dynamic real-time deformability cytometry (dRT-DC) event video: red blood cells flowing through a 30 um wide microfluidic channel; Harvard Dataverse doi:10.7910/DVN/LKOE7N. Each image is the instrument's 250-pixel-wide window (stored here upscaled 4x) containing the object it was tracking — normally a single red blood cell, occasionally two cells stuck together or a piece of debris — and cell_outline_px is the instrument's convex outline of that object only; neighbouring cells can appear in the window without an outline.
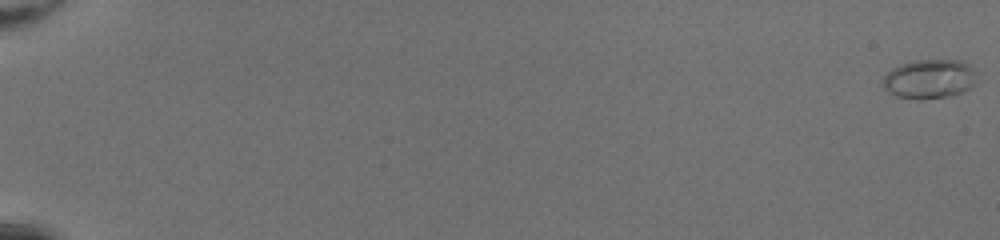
{"species": "common noctule bat (a hibernating species)", "species_latin": "Nyctalus noctula", "temperature_condition": "room temperature", "stored_images_in_passage": 52, "camera_frame_rate_fps": 3000, "um_per_image_px": 0.085, "animal": {"sex": "female", "body_mass_g": 20.0, "forearm_length_mm": 54.0}, "frame": {"image": 1, "passage_image": 1, "time_ms": 0.0, "image_size_px": [1000, 240], "cell_outline_px": [[976, 84], [960, 92], [948, 96], [920, 100], [896, 96], [888, 92], [884, 88], [884, 76], [892, 68], [900, 64], [916, 60], [960, 60], [968, 64], [972, 68]], "centroid_in_image_um": [78.97, 6.71], "position_along_channel_um": 6.0, "area_um2": 21.27}}
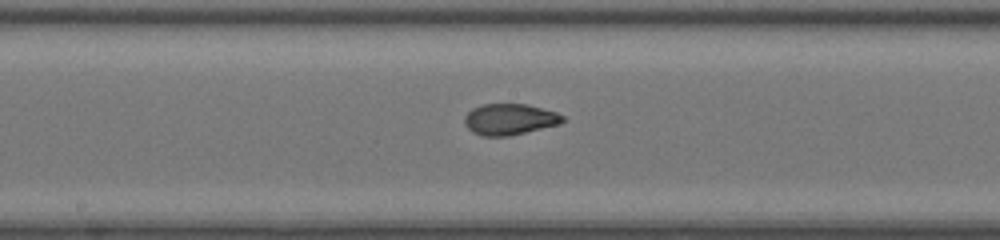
{"frame": {"image": 2, "passage_image": 31, "time_ms": 10.0, "image_size_px": [1000, 240], "cell_outline_px": [[568, 120], [560, 124], [508, 136], [480, 136], [472, 132], [464, 124], [464, 116], [472, 108], [480, 104], [528, 104], [556, 112], [564, 116]], "centroid_in_image_um": [43.32, 10.14], "position_along_channel_um": 204.9, "area_um2": 18.03}}
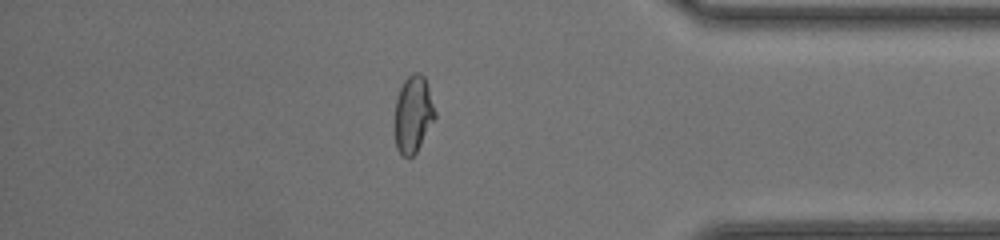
{"frame": {"image": 3, "passage_image": 46, "time_ms": 15.0, "image_size_px": [1000, 240], "cell_outline_px": [[436, 116], [416, 152], [412, 156], [404, 156], [396, 148], [396, 100], [400, 88], [404, 80], [412, 72], [420, 72], [424, 76], [428, 84], [436, 112]], "centroid_in_image_um": [35.14, 9.65], "position_along_channel_um": 400.1, "area_um2": 17.8}}